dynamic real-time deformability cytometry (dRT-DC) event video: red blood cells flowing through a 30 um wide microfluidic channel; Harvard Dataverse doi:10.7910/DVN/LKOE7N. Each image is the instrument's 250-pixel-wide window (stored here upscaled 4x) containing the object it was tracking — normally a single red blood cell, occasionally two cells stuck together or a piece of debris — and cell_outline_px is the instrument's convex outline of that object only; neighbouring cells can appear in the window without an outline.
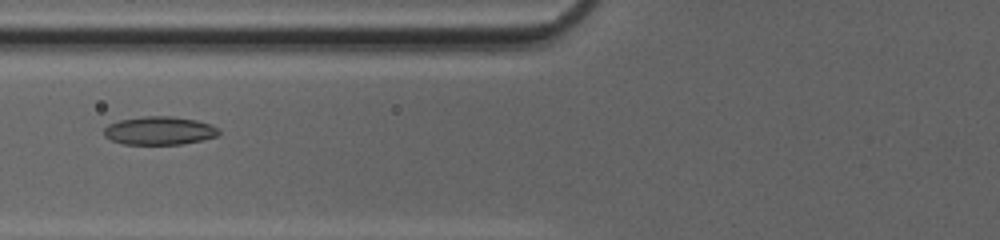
{"species": "common noctule bat (a hibernating species)", "species_latin": "Nyctalus noctula", "temperature_condition": "cold", "stored_images_in_passage": 51, "camera_frame_rate_fps": 3000, "um_per_image_px": 0.085, "animal": {"sex": "female", "body_mass_g": 20.0, "forearm_length_mm": 54.0}, "frame": {"image": 1, "passage_image": 22, "time_ms": 7.0, "image_size_px": [1000, 240], "cell_outline_px": [[220, 132], [216, 136], [204, 140], [180, 144], [124, 144], [112, 140], [104, 136], [104, 128], [108, 124], [120, 120], [144, 116], [172, 116], [196, 120], [212, 124]], "centroid_in_image_um": [13.55, 11.1], "position_along_channel_um": 112.3, "area_um2": 18.9}}
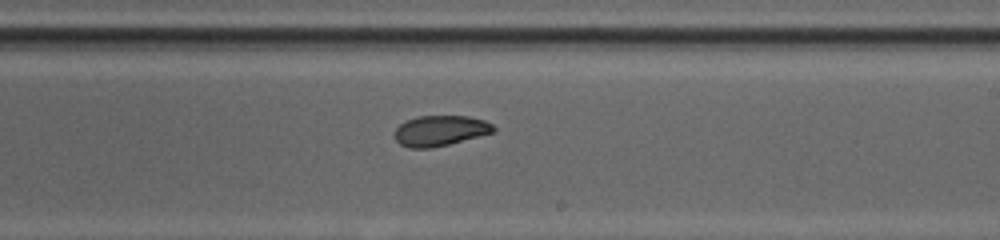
{"frame": {"image": 2, "passage_image": 32, "time_ms": 10.333, "image_size_px": [1000, 240], "cell_outline_px": [[496, 132], [448, 144], [428, 148], [408, 148], [400, 144], [396, 140], [396, 128], [400, 124], [416, 116], [468, 116], [484, 120], [492, 124], [496, 128]], "centroid_in_image_um": [37.44, 11.1], "position_along_channel_um": 251.6, "area_um2": 17.46}}
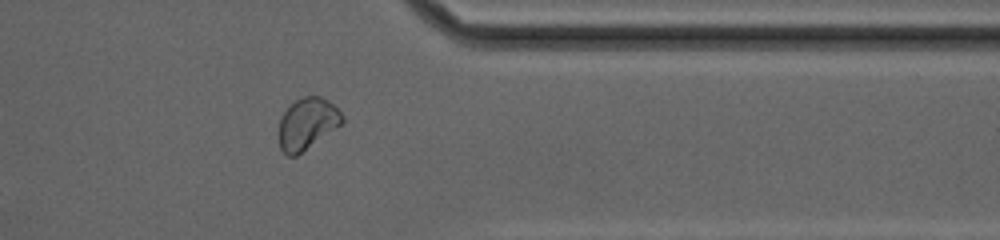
{"frame": {"image": 3, "passage_image": 42, "time_ms": 13.667, "image_size_px": [1000, 240], "cell_outline_px": [[344, 124], [296, 156], [288, 156], [280, 148], [276, 136], [280, 120], [284, 112], [296, 100], [304, 96], [320, 96], [328, 100], [344, 116]], "centroid_in_image_um": [26.11, 10.54], "position_along_channel_um": 385.3, "area_um2": 19.31}, "authors_computed_cell_mechanics": {"area_um2": 19.0162, "velocity_mm_per_s": 4.182, "shape_relaxation_time_tau1_ms": 10.9845, "shape_relaxation_time_tau2_ms": 2.9735, "deformation_change_tau1": 0.188, "deformation_change_tau2": 0.0683}}